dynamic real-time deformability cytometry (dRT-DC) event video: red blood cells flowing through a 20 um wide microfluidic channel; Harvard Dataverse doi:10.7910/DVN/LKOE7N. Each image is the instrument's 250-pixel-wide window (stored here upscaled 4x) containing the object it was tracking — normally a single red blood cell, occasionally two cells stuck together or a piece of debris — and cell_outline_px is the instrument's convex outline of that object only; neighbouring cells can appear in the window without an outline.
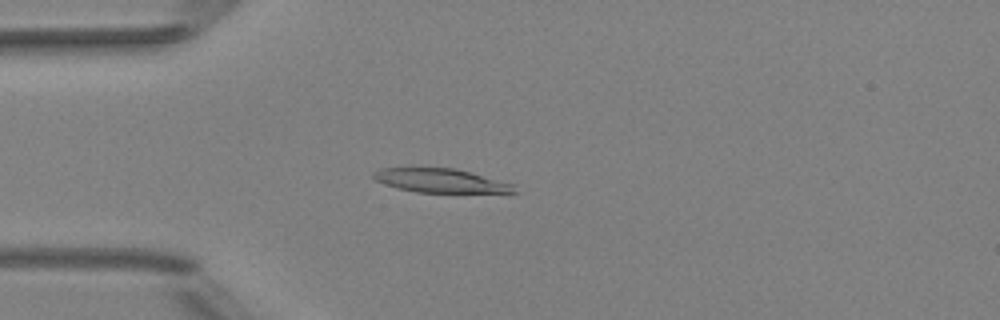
{"species": "Egyptian fruit bat (a non-hibernating species)", "species_latin": "Rousettus aegyptiacus", "temperature_condition": "room temperature", "stored_images_in_passage": 5, "camera_frame_rate_fps": 3000, "um_per_image_px": 0.085, "animal": {"sex": "female"}, "frame": {"image": 1, "passage_image": 4, "time_ms": 4.333, "image_size_px": [1000, 320], "cell_outline_px": [[516, 192], [416, 192], [400, 188], [376, 180], [372, 176], [372, 172], [380, 168], [456, 168], [512, 184]], "centroid_in_image_um": [37.41, 15.34], "position_along_channel_um": 47.6, "area_um2": 19.02}}